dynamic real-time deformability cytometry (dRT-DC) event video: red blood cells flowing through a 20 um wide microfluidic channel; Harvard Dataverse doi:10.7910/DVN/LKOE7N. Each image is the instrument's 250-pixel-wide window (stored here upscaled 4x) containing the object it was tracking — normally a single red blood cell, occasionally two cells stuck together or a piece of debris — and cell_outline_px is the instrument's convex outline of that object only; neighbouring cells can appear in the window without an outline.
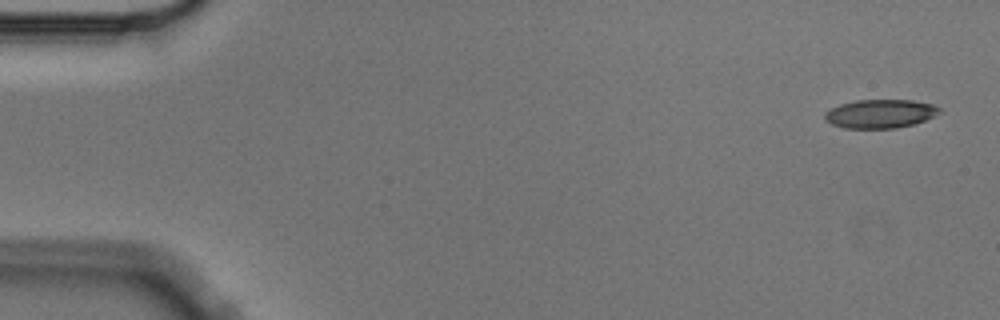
{"species": "Egyptian fruit bat (a non-hibernating species)", "species_latin": "Rousettus aegyptiacus", "temperature_condition": "cold", "stored_images_in_passage": 6, "camera_frame_rate_fps": 3000, "um_per_image_px": 0.085, "animal": {"sex": "male"}, "frame": {"image": 1, "passage_image": 1, "time_ms": 0.0, "image_size_px": [1000, 320], "cell_outline_px": [[944, 112], [924, 120], [912, 124], [896, 128], [844, 128], [832, 124], [824, 120], [824, 112], [828, 108], [840, 104], [856, 100], [912, 100], [936, 104]], "centroid_in_image_um": [74.82, 9.65], "position_along_channel_um": 10.2, "area_um2": 19.42}}
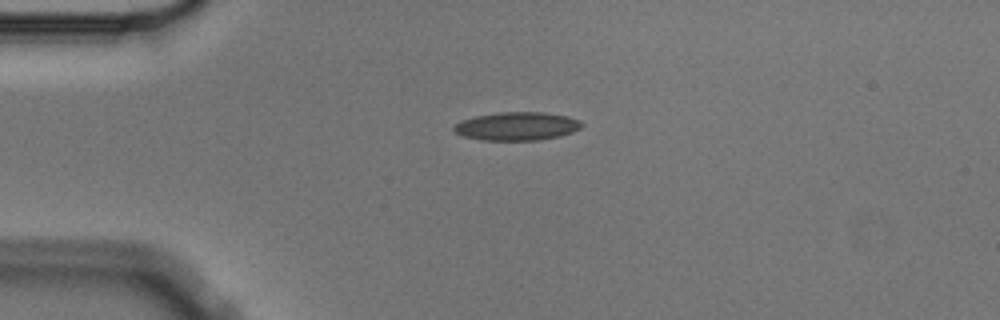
{"frame": {"image": 2, "passage_image": 3, "time_ms": 0.667, "image_size_px": [1000, 320], "cell_outline_px": [[584, 124], [580, 128], [572, 132], [560, 136], [536, 140], [484, 140], [464, 136], [456, 132], [452, 128], [460, 120], [476, 116], [500, 112], [544, 112], [568, 116], [580, 120]], "centroid_in_image_um": [43.96, 10.72], "position_along_channel_um": 41.0, "area_um2": 21.04}}
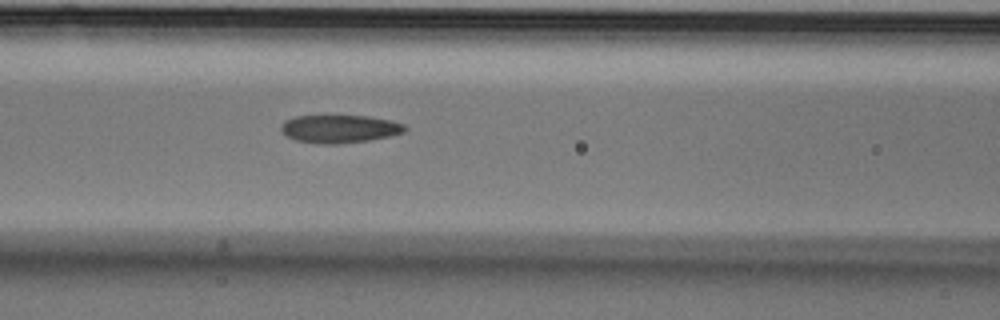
{"frame": {"image": 3, "passage_image": 6, "time_ms": 1.667, "image_size_px": [1000, 320], "cell_outline_px": [[408, 128], [404, 132], [388, 136], [368, 140], [336, 144], [316, 144], [296, 140], [288, 136], [280, 128], [284, 120], [296, 116], [368, 116], [392, 120], [404, 124]], "centroid_in_image_um": [28.87, 10.95], "position_along_channel_um": 137.7, "area_um2": 20.11}}